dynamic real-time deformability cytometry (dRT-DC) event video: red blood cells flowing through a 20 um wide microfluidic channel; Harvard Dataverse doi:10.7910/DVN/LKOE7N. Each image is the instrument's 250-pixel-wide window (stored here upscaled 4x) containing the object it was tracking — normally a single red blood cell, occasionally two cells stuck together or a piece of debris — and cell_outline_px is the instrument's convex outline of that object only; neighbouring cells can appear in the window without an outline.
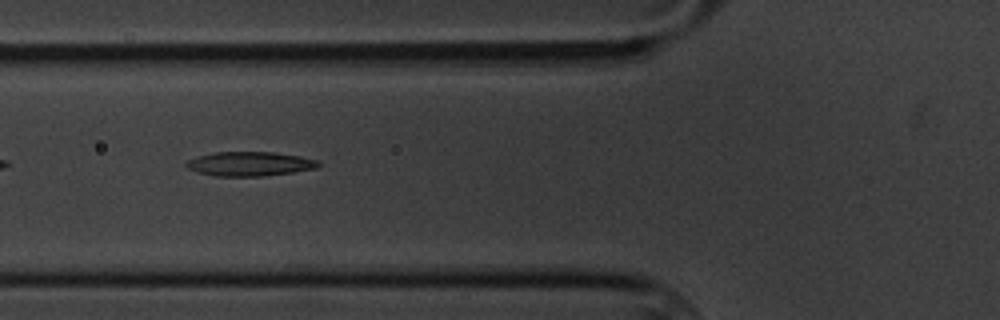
{"species": "common noctule bat (a hibernating species)", "species_latin": "Nyctalus noctula", "temperature_condition": "cold", "stored_images_in_passage": 37, "camera_frame_rate_fps": 3000, "um_per_image_px": 0.085, "animal": {"sex": "male", "body_mass_g": 20.1, "forearm_length_mm": 53.5}, "frame": {"image": 1, "passage_image": 4, "time_ms": 1.0, "image_size_px": [1000, 320], "cell_outline_px": [[320, 164], [316, 168], [292, 172], [264, 176], [216, 176], [196, 172], [188, 168], [184, 164], [188, 160], [196, 156], [216, 152], [272, 152], [300, 156], [320, 160]], "centroid_in_image_um": [21.21, 13.92], "position_along_channel_um": 104.6, "area_um2": 18.73}}
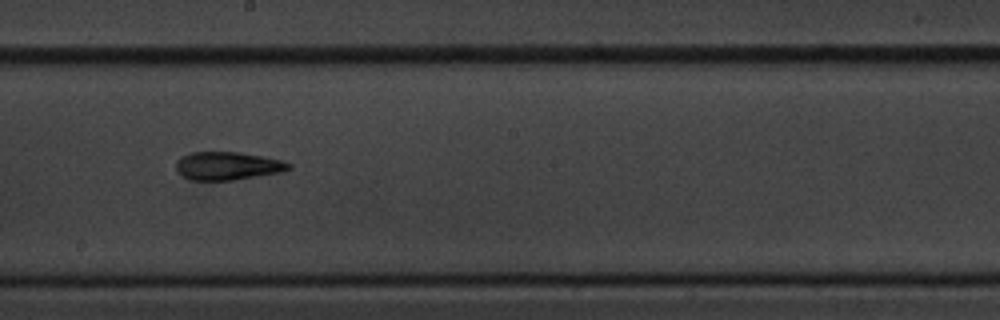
{"frame": {"image": 2, "passage_image": 15, "time_ms": 4.667, "image_size_px": [1000, 320], "cell_outline_px": [[292, 168], [280, 172], [232, 180], [192, 180], [184, 176], [176, 168], [176, 160], [180, 156], [192, 152], [240, 152], [284, 160], [292, 164]], "centroid_in_image_um": [19.36, 14.08], "position_along_channel_um": 228.8, "area_um2": 18.44}}
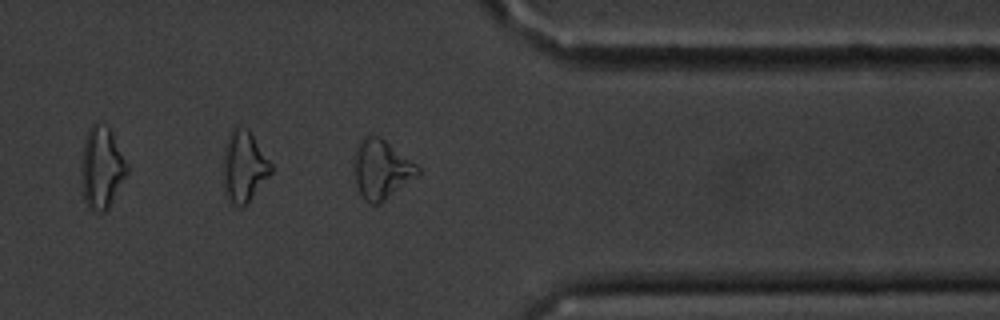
{"frame": {"image": 3, "passage_image": 29, "time_ms": 9.333, "image_size_px": [1000, 320], "cell_outline_px": [[420, 172], [416, 176], [380, 204], [368, 204], [364, 200], [356, 184], [356, 144], [368, 132], [380, 136], [416, 164], [420, 168]], "centroid_in_image_um": [32.41, 14.37], "position_along_channel_um": 379.0, "area_um2": 21.68}, "authors_computed_cell_mechanics": {"area_um2": 18.2648, "velocity_mm_per_s": 3.3834, "shape_relaxation_time_tau1_ms": 9.8959, "shape_relaxation_time_tau2_ms": 4.9557, "deformation_change_tau1": 0.2406, "deformation_change_tau2": 0.1487}}